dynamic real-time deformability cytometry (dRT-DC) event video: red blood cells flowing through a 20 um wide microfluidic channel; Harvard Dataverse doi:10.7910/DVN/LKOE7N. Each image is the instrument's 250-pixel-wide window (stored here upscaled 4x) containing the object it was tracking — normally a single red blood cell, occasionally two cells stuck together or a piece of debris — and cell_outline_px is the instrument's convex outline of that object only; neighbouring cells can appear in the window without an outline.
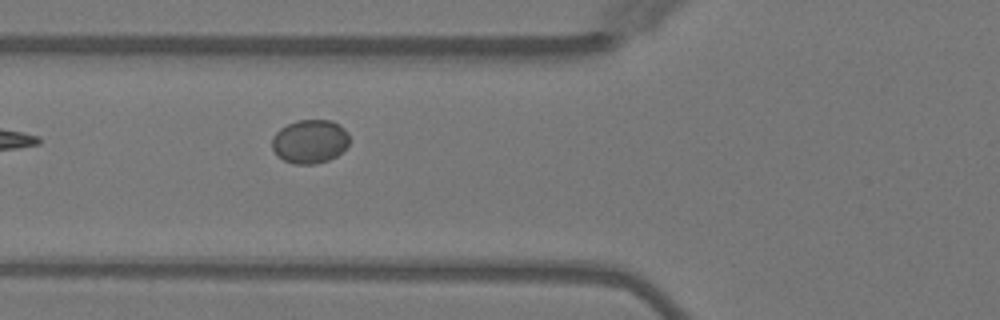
{"species": "Egyptian fruit bat (a non-hibernating species)", "species_latin": "Rousettus aegyptiacus", "temperature_condition": "warm", "stored_images_in_passage": 6, "camera_frame_rate_fps": 3000, "um_per_image_px": 0.085, "animal": {"sex": "female"}, "frame": {"image": 1, "passage_image": 6, "time_ms": 5.667, "image_size_px": [1000, 320], "cell_outline_px": [[348, 144], [336, 156], [328, 160], [316, 164], [292, 164], [284, 160], [272, 148], [272, 140], [276, 132], [280, 128], [296, 120], [332, 120], [340, 124], [348, 132]], "centroid_in_image_um": [26.35, 12.01], "position_along_channel_um": 99.5, "area_um2": 19.65}}